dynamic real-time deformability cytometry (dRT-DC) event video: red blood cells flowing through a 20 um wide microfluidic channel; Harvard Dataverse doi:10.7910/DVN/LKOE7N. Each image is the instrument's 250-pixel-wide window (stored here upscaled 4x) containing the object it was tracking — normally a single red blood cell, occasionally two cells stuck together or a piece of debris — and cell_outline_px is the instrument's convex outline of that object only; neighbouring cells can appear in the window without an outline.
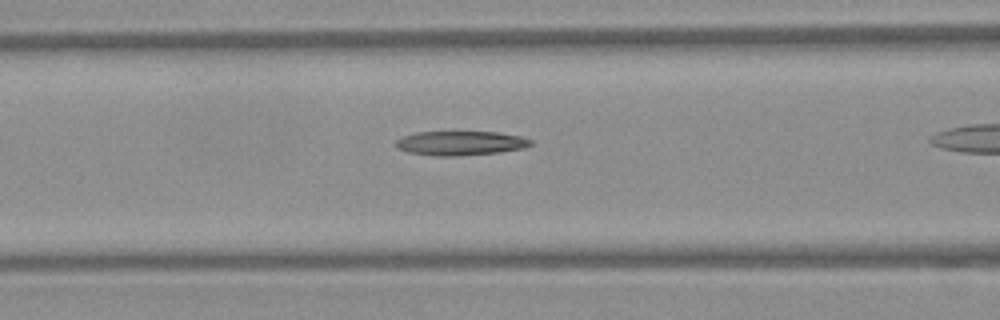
{"species": "Egyptian fruit bat (a non-hibernating species)", "species_latin": "Rousettus aegyptiacus", "temperature_condition": "warm", "stored_images_in_passage": 30, "camera_frame_rate_fps": 3000, "um_per_image_px": 0.085, "frame": {"image": 1, "passage_image": 12, "time_ms": 3.667, "image_size_px": [1000, 320], "cell_outline_px": [[532, 144], [524, 148], [500, 152], [456, 156], [436, 156], [408, 152], [396, 148], [396, 140], [404, 136], [416, 132], [500, 132], [520, 136], [532, 140]], "centroid_in_image_um": [39.15, 12.17], "position_along_channel_um": 127.5, "area_um2": 19.07}}
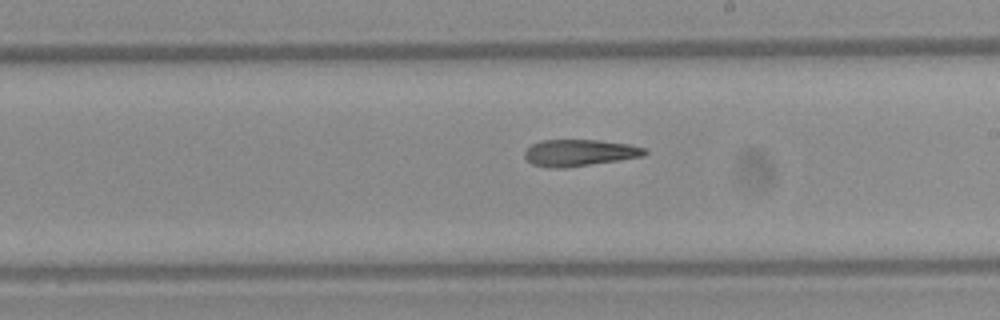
{"frame": {"image": 2, "passage_image": 20, "time_ms": 6.333, "image_size_px": [1000, 320], "cell_outline_px": [[648, 152], [644, 156], [620, 160], [564, 168], [556, 168], [532, 164], [524, 156], [524, 152], [532, 144], [540, 140], [600, 140], [628, 144], [648, 148]], "centroid_in_image_um": [49.29, 12.98], "position_along_channel_um": 239.7, "area_um2": 18.67}}
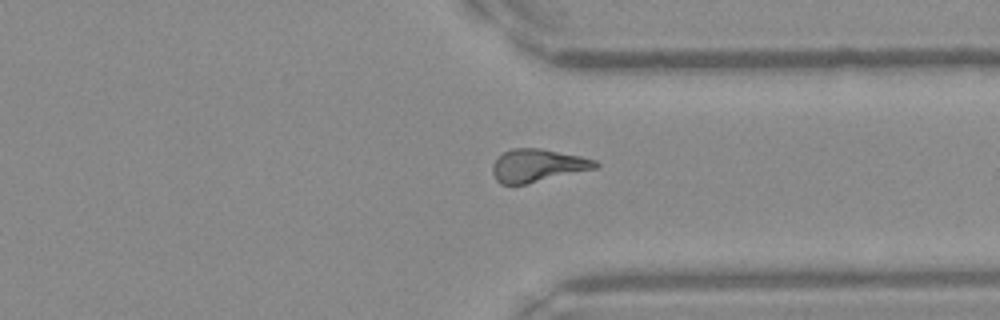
{"frame": {"image": 3, "passage_image": 29, "time_ms": 9.333, "image_size_px": [1000, 320], "cell_outline_px": [[600, 164], [596, 168], [524, 184], [500, 184], [496, 180], [492, 172], [492, 164], [504, 152], [512, 148], [540, 148], [580, 156], [596, 160]], "centroid_in_image_um": [45.68, 14.06], "position_along_channel_um": 365.7, "area_um2": 19.42}}